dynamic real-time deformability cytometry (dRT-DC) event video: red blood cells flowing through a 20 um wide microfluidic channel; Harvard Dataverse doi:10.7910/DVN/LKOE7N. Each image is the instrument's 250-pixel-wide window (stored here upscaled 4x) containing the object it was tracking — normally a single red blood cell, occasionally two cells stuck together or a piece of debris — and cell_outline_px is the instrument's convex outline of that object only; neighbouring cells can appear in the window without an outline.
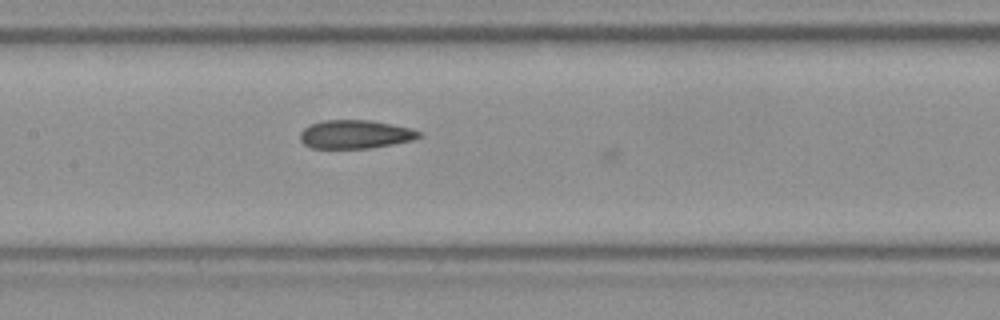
{"species": "Egyptian fruit bat (a non-hibernating species)", "species_latin": "Rousettus aegyptiacus", "temperature_condition": "room temperature", "stored_images_in_passage": 9, "camera_frame_rate_fps": 3000, "um_per_image_px": 0.085, "frame": {"image": 1, "passage_image": 8, "time_ms": 2.333, "image_size_px": [1000, 320], "cell_outline_px": [[424, 136], [412, 140], [372, 148], [312, 148], [304, 144], [300, 140], [300, 132], [304, 128], [312, 124], [324, 120], [368, 120], [392, 124], [412, 128], [420, 132]], "centroid_in_image_um": [30.21, 11.42], "position_along_channel_um": 177.2, "area_um2": 19.77}}